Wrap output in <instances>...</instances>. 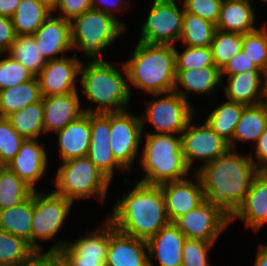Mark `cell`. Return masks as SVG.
<instances>
[{
  "label": "cell",
  "instance_id": "6da1fadb",
  "mask_svg": "<svg viewBox=\"0 0 267 266\" xmlns=\"http://www.w3.org/2000/svg\"><path fill=\"white\" fill-rule=\"evenodd\" d=\"M192 170L201 181L205 201L217 205L230 218L243 203L260 171L249 153L240 155L231 148L212 162Z\"/></svg>",
  "mask_w": 267,
  "mask_h": 266
},
{
  "label": "cell",
  "instance_id": "7a4b0ae2",
  "mask_svg": "<svg viewBox=\"0 0 267 266\" xmlns=\"http://www.w3.org/2000/svg\"><path fill=\"white\" fill-rule=\"evenodd\" d=\"M107 216L116 230L145 241L170 223L160 185L140 181L122 195Z\"/></svg>",
  "mask_w": 267,
  "mask_h": 266
},
{
  "label": "cell",
  "instance_id": "3957f363",
  "mask_svg": "<svg viewBox=\"0 0 267 266\" xmlns=\"http://www.w3.org/2000/svg\"><path fill=\"white\" fill-rule=\"evenodd\" d=\"M123 65H113L107 60L82 63L80 88L85 99L95 107H86V113H111L128 110L131 94L128 87V74ZM123 71V72H121ZM125 74V75H123ZM125 76V77H124Z\"/></svg>",
  "mask_w": 267,
  "mask_h": 266
},
{
  "label": "cell",
  "instance_id": "277c9868",
  "mask_svg": "<svg viewBox=\"0 0 267 266\" xmlns=\"http://www.w3.org/2000/svg\"><path fill=\"white\" fill-rule=\"evenodd\" d=\"M123 62L128 74V87L148 94L171 92L175 86V46L138 42L131 57Z\"/></svg>",
  "mask_w": 267,
  "mask_h": 266
},
{
  "label": "cell",
  "instance_id": "5b68a950",
  "mask_svg": "<svg viewBox=\"0 0 267 266\" xmlns=\"http://www.w3.org/2000/svg\"><path fill=\"white\" fill-rule=\"evenodd\" d=\"M145 139L139 159L145 176L137 181L161 185L190 175L183 157L181 135L147 132Z\"/></svg>",
  "mask_w": 267,
  "mask_h": 266
},
{
  "label": "cell",
  "instance_id": "8992f818",
  "mask_svg": "<svg viewBox=\"0 0 267 266\" xmlns=\"http://www.w3.org/2000/svg\"><path fill=\"white\" fill-rule=\"evenodd\" d=\"M70 24L72 47L81 50L87 61H104L100 54L128 30L117 17L93 8L73 18Z\"/></svg>",
  "mask_w": 267,
  "mask_h": 266
},
{
  "label": "cell",
  "instance_id": "52a82bcc",
  "mask_svg": "<svg viewBox=\"0 0 267 266\" xmlns=\"http://www.w3.org/2000/svg\"><path fill=\"white\" fill-rule=\"evenodd\" d=\"M55 179L53 191L72 202L95 197L103 204L112 183L88 156L62 162Z\"/></svg>",
  "mask_w": 267,
  "mask_h": 266
},
{
  "label": "cell",
  "instance_id": "ba28073f",
  "mask_svg": "<svg viewBox=\"0 0 267 266\" xmlns=\"http://www.w3.org/2000/svg\"><path fill=\"white\" fill-rule=\"evenodd\" d=\"M150 95L157 97L145 103L146 110L143 117L141 116L142 130L145 123H151L155 134L181 135L196 114L191 102L174 91Z\"/></svg>",
  "mask_w": 267,
  "mask_h": 266
},
{
  "label": "cell",
  "instance_id": "9c48e42d",
  "mask_svg": "<svg viewBox=\"0 0 267 266\" xmlns=\"http://www.w3.org/2000/svg\"><path fill=\"white\" fill-rule=\"evenodd\" d=\"M73 202L54 191L33 192L32 248L43 251L39 240L47 241L56 237L63 227Z\"/></svg>",
  "mask_w": 267,
  "mask_h": 266
},
{
  "label": "cell",
  "instance_id": "30bf717a",
  "mask_svg": "<svg viewBox=\"0 0 267 266\" xmlns=\"http://www.w3.org/2000/svg\"><path fill=\"white\" fill-rule=\"evenodd\" d=\"M105 224V225H104ZM60 239L47 251H58L65 266H106L109 220L77 240ZM74 241V242H73Z\"/></svg>",
  "mask_w": 267,
  "mask_h": 266
},
{
  "label": "cell",
  "instance_id": "8fae6325",
  "mask_svg": "<svg viewBox=\"0 0 267 266\" xmlns=\"http://www.w3.org/2000/svg\"><path fill=\"white\" fill-rule=\"evenodd\" d=\"M180 6L182 9H179L176 0H153L138 42L174 45L179 41L184 18L183 4Z\"/></svg>",
  "mask_w": 267,
  "mask_h": 266
},
{
  "label": "cell",
  "instance_id": "7c38bea8",
  "mask_svg": "<svg viewBox=\"0 0 267 266\" xmlns=\"http://www.w3.org/2000/svg\"><path fill=\"white\" fill-rule=\"evenodd\" d=\"M141 117L128 110L111 112L110 148L114 158L127 170L135 159L140 158V143L143 135Z\"/></svg>",
  "mask_w": 267,
  "mask_h": 266
},
{
  "label": "cell",
  "instance_id": "4fadbf2b",
  "mask_svg": "<svg viewBox=\"0 0 267 266\" xmlns=\"http://www.w3.org/2000/svg\"><path fill=\"white\" fill-rule=\"evenodd\" d=\"M173 224L187 239L203 240L214 244L230 225V217L217 205L204 200L197 208L177 218Z\"/></svg>",
  "mask_w": 267,
  "mask_h": 266
},
{
  "label": "cell",
  "instance_id": "5bb4252c",
  "mask_svg": "<svg viewBox=\"0 0 267 266\" xmlns=\"http://www.w3.org/2000/svg\"><path fill=\"white\" fill-rule=\"evenodd\" d=\"M189 121L181 134V147L187 167L191 170L195 160L205 165L224 154L230 147L229 143L218 136L206 122L195 125Z\"/></svg>",
  "mask_w": 267,
  "mask_h": 266
},
{
  "label": "cell",
  "instance_id": "9a60e30c",
  "mask_svg": "<svg viewBox=\"0 0 267 266\" xmlns=\"http://www.w3.org/2000/svg\"><path fill=\"white\" fill-rule=\"evenodd\" d=\"M82 63L77 54L47 61L37 75L42 97L78 91L77 80L80 79Z\"/></svg>",
  "mask_w": 267,
  "mask_h": 266
},
{
  "label": "cell",
  "instance_id": "2e32d148",
  "mask_svg": "<svg viewBox=\"0 0 267 266\" xmlns=\"http://www.w3.org/2000/svg\"><path fill=\"white\" fill-rule=\"evenodd\" d=\"M91 142L89 159L110 180L114 171H127L115 158L110 148L111 113H90ZM115 169V170H114Z\"/></svg>",
  "mask_w": 267,
  "mask_h": 266
},
{
  "label": "cell",
  "instance_id": "e0dca14e",
  "mask_svg": "<svg viewBox=\"0 0 267 266\" xmlns=\"http://www.w3.org/2000/svg\"><path fill=\"white\" fill-rule=\"evenodd\" d=\"M193 174L196 182L185 178L160 185L170 223L197 208L205 200L201 181L196 173Z\"/></svg>",
  "mask_w": 267,
  "mask_h": 266
},
{
  "label": "cell",
  "instance_id": "ac0fdd59",
  "mask_svg": "<svg viewBox=\"0 0 267 266\" xmlns=\"http://www.w3.org/2000/svg\"><path fill=\"white\" fill-rule=\"evenodd\" d=\"M106 266H149L147 242L116 230L109 221Z\"/></svg>",
  "mask_w": 267,
  "mask_h": 266
},
{
  "label": "cell",
  "instance_id": "d6986e66",
  "mask_svg": "<svg viewBox=\"0 0 267 266\" xmlns=\"http://www.w3.org/2000/svg\"><path fill=\"white\" fill-rule=\"evenodd\" d=\"M39 139H25L16 156L6 165L34 191L47 171L48 154Z\"/></svg>",
  "mask_w": 267,
  "mask_h": 266
},
{
  "label": "cell",
  "instance_id": "ffe728a7",
  "mask_svg": "<svg viewBox=\"0 0 267 266\" xmlns=\"http://www.w3.org/2000/svg\"><path fill=\"white\" fill-rule=\"evenodd\" d=\"M33 36L46 61L62 58L65 52L73 50L70 21L55 17L53 14L47 18Z\"/></svg>",
  "mask_w": 267,
  "mask_h": 266
},
{
  "label": "cell",
  "instance_id": "44dd1931",
  "mask_svg": "<svg viewBox=\"0 0 267 266\" xmlns=\"http://www.w3.org/2000/svg\"><path fill=\"white\" fill-rule=\"evenodd\" d=\"M239 219L246 227L259 231L267 224V171H259L246 197L230 218V223Z\"/></svg>",
  "mask_w": 267,
  "mask_h": 266
},
{
  "label": "cell",
  "instance_id": "7402d4cb",
  "mask_svg": "<svg viewBox=\"0 0 267 266\" xmlns=\"http://www.w3.org/2000/svg\"><path fill=\"white\" fill-rule=\"evenodd\" d=\"M226 99L247 105L267 101V75L261 70L244 71L227 77Z\"/></svg>",
  "mask_w": 267,
  "mask_h": 266
},
{
  "label": "cell",
  "instance_id": "603a6c76",
  "mask_svg": "<svg viewBox=\"0 0 267 266\" xmlns=\"http://www.w3.org/2000/svg\"><path fill=\"white\" fill-rule=\"evenodd\" d=\"M79 91L42 97L44 133H56L83 115Z\"/></svg>",
  "mask_w": 267,
  "mask_h": 266
},
{
  "label": "cell",
  "instance_id": "cb8c5ba5",
  "mask_svg": "<svg viewBox=\"0 0 267 266\" xmlns=\"http://www.w3.org/2000/svg\"><path fill=\"white\" fill-rule=\"evenodd\" d=\"M186 240L185 235L173 224L169 223L147 242L149 266H183L182 249Z\"/></svg>",
  "mask_w": 267,
  "mask_h": 266
},
{
  "label": "cell",
  "instance_id": "d4e9b609",
  "mask_svg": "<svg viewBox=\"0 0 267 266\" xmlns=\"http://www.w3.org/2000/svg\"><path fill=\"white\" fill-rule=\"evenodd\" d=\"M62 162L88 156L91 142L90 113H84L55 133Z\"/></svg>",
  "mask_w": 267,
  "mask_h": 266
},
{
  "label": "cell",
  "instance_id": "484cf974",
  "mask_svg": "<svg viewBox=\"0 0 267 266\" xmlns=\"http://www.w3.org/2000/svg\"><path fill=\"white\" fill-rule=\"evenodd\" d=\"M221 70L216 66L202 69L176 70L175 86L173 91L189 102L187 92L193 94H209L222 85ZM183 90H182V89Z\"/></svg>",
  "mask_w": 267,
  "mask_h": 266
},
{
  "label": "cell",
  "instance_id": "4316f807",
  "mask_svg": "<svg viewBox=\"0 0 267 266\" xmlns=\"http://www.w3.org/2000/svg\"><path fill=\"white\" fill-rule=\"evenodd\" d=\"M252 8L250 1L223 0L216 29L241 34L257 30L256 16Z\"/></svg>",
  "mask_w": 267,
  "mask_h": 266
},
{
  "label": "cell",
  "instance_id": "83f0119b",
  "mask_svg": "<svg viewBox=\"0 0 267 266\" xmlns=\"http://www.w3.org/2000/svg\"><path fill=\"white\" fill-rule=\"evenodd\" d=\"M266 126L267 101L258 105L245 106L229 147L231 149H237L236 143L239 141L242 143H250L251 141L256 144L258 138L265 131Z\"/></svg>",
  "mask_w": 267,
  "mask_h": 266
},
{
  "label": "cell",
  "instance_id": "f1b7e54d",
  "mask_svg": "<svg viewBox=\"0 0 267 266\" xmlns=\"http://www.w3.org/2000/svg\"><path fill=\"white\" fill-rule=\"evenodd\" d=\"M42 100L37 76L31 80L0 91V117L7 118L27 105Z\"/></svg>",
  "mask_w": 267,
  "mask_h": 266
},
{
  "label": "cell",
  "instance_id": "f546056e",
  "mask_svg": "<svg viewBox=\"0 0 267 266\" xmlns=\"http://www.w3.org/2000/svg\"><path fill=\"white\" fill-rule=\"evenodd\" d=\"M33 194L24 202L0 210V229L23 238L32 247Z\"/></svg>",
  "mask_w": 267,
  "mask_h": 266
},
{
  "label": "cell",
  "instance_id": "4dcf8cb0",
  "mask_svg": "<svg viewBox=\"0 0 267 266\" xmlns=\"http://www.w3.org/2000/svg\"><path fill=\"white\" fill-rule=\"evenodd\" d=\"M51 14L39 0H21L11 17L16 36L33 35Z\"/></svg>",
  "mask_w": 267,
  "mask_h": 266
},
{
  "label": "cell",
  "instance_id": "1f68e13d",
  "mask_svg": "<svg viewBox=\"0 0 267 266\" xmlns=\"http://www.w3.org/2000/svg\"><path fill=\"white\" fill-rule=\"evenodd\" d=\"M246 105L226 100L214 108L205 118L208 126L229 144Z\"/></svg>",
  "mask_w": 267,
  "mask_h": 266
},
{
  "label": "cell",
  "instance_id": "d6a6232c",
  "mask_svg": "<svg viewBox=\"0 0 267 266\" xmlns=\"http://www.w3.org/2000/svg\"><path fill=\"white\" fill-rule=\"evenodd\" d=\"M7 119L24 139H39L40 135L45 134L42 100L12 113Z\"/></svg>",
  "mask_w": 267,
  "mask_h": 266
},
{
  "label": "cell",
  "instance_id": "836d02e7",
  "mask_svg": "<svg viewBox=\"0 0 267 266\" xmlns=\"http://www.w3.org/2000/svg\"><path fill=\"white\" fill-rule=\"evenodd\" d=\"M216 30L212 22L184 11L180 40L184 46L208 47L211 46Z\"/></svg>",
  "mask_w": 267,
  "mask_h": 266
},
{
  "label": "cell",
  "instance_id": "e575fe53",
  "mask_svg": "<svg viewBox=\"0 0 267 266\" xmlns=\"http://www.w3.org/2000/svg\"><path fill=\"white\" fill-rule=\"evenodd\" d=\"M34 190L7 166L0 169V210L16 206L27 200Z\"/></svg>",
  "mask_w": 267,
  "mask_h": 266
},
{
  "label": "cell",
  "instance_id": "d590c367",
  "mask_svg": "<svg viewBox=\"0 0 267 266\" xmlns=\"http://www.w3.org/2000/svg\"><path fill=\"white\" fill-rule=\"evenodd\" d=\"M39 50L33 35H18L7 54L37 76L47 63Z\"/></svg>",
  "mask_w": 267,
  "mask_h": 266
},
{
  "label": "cell",
  "instance_id": "8d00e7d4",
  "mask_svg": "<svg viewBox=\"0 0 267 266\" xmlns=\"http://www.w3.org/2000/svg\"><path fill=\"white\" fill-rule=\"evenodd\" d=\"M34 252L23 238L0 229V266H20Z\"/></svg>",
  "mask_w": 267,
  "mask_h": 266
},
{
  "label": "cell",
  "instance_id": "74e56055",
  "mask_svg": "<svg viewBox=\"0 0 267 266\" xmlns=\"http://www.w3.org/2000/svg\"><path fill=\"white\" fill-rule=\"evenodd\" d=\"M243 34L216 30L211 42L215 66L220 70L242 50Z\"/></svg>",
  "mask_w": 267,
  "mask_h": 266
},
{
  "label": "cell",
  "instance_id": "f35d334b",
  "mask_svg": "<svg viewBox=\"0 0 267 266\" xmlns=\"http://www.w3.org/2000/svg\"><path fill=\"white\" fill-rule=\"evenodd\" d=\"M267 25L243 34L242 50L256 67L267 75Z\"/></svg>",
  "mask_w": 267,
  "mask_h": 266
},
{
  "label": "cell",
  "instance_id": "ab89813d",
  "mask_svg": "<svg viewBox=\"0 0 267 266\" xmlns=\"http://www.w3.org/2000/svg\"><path fill=\"white\" fill-rule=\"evenodd\" d=\"M184 51L175 48L176 70L202 69L215 66L211 47L184 46Z\"/></svg>",
  "mask_w": 267,
  "mask_h": 266
},
{
  "label": "cell",
  "instance_id": "60d3db41",
  "mask_svg": "<svg viewBox=\"0 0 267 266\" xmlns=\"http://www.w3.org/2000/svg\"><path fill=\"white\" fill-rule=\"evenodd\" d=\"M5 54V58H0V91L25 83L34 77L21 63ZM3 55L4 53H0V57Z\"/></svg>",
  "mask_w": 267,
  "mask_h": 266
},
{
  "label": "cell",
  "instance_id": "b9f144b4",
  "mask_svg": "<svg viewBox=\"0 0 267 266\" xmlns=\"http://www.w3.org/2000/svg\"><path fill=\"white\" fill-rule=\"evenodd\" d=\"M25 139L7 118L0 117V164L6 166L18 153Z\"/></svg>",
  "mask_w": 267,
  "mask_h": 266
},
{
  "label": "cell",
  "instance_id": "7bdbcfd3",
  "mask_svg": "<svg viewBox=\"0 0 267 266\" xmlns=\"http://www.w3.org/2000/svg\"><path fill=\"white\" fill-rule=\"evenodd\" d=\"M212 247L210 242L186 238L182 249L183 266H210L208 252Z\"/></svg>",
  "mask_w": 267,
  "mask_h": 266
},
{
  "label": "cell",
  "instance_id": "ee69618b",
  "mask_svg": "<svg viewBox=\"0 0 267 266\" xmlns=\"http://www.w3.org/2000/svg\"><path fill=\"white\" fill-rule=\"evenodd\" d=\"M184 11L197 15L216 25L222 0H183Z\"/></svg>",
  "mask_w": 267,
  "mask_h": 266
},
{
  "label": "cell",
  "instance_id": "f6af8a7d",
  "mask_svg": "<svg viewBox=\"0 0 267 266\" xmlns=\"http://www.w3.org/2000/svg\"><path fill=\"white\" fill-rule=\"evenodd\" d=\"M91 9V0H59L52 14L54 15V13L56 14L60 11L57 17L71 21Z\"/></svg>",
  "mask_w": 267,
  "mask_h": 266
},
{
  "label": "cell",
  "instance_id": "bcb514c9",
  "mask_svg": "<svg viewBox=\"0 0 267 266\" xmlns=\"http://www.w3.org/2000/svg\"><path fill=\"white\" fill-rule=\"evenodd\" d=\"M252 70L259 69L253 63V61L248 58L246 53L241 50L221 69V77L223 79L224 75L228 77L244 71Z\"/></svg>",
  "mask_w": 267,
  "mask_h": 266
},
{
  "label": "cell",
  "instance_id": "7dc6e473",
  "mask_svg": "<svg viewBox=\"0 0 267 266\" xmlns=\"http://www.w3.org/2000/svg\"><path fill=\"white\" fill-rule=\"evenodd\" d=\"M20 266H65L58 251H35Z\"/></svg>",
  "mask_w": 267,
  "mask_h": 266
},
{
  "label": "cell",
  "instance_id": "c3c4849f",
  "mask_svg": "<svg viewBox=\"0 0 267 266\" xmlns=\"http://www.w3.org/2000/svg\"><path fill=\"white\" fill-rule=\"evenodd\" d=\"M16 34L12 19L0 15V53H7L14 43Z\"/></svg>",
  "mask_w": 267,
  "mask_h": 266
},
{
  "label": "cell",
  "instance_id": "681fc988",
  "mask_svg": "<svg viewBox=\"0 0 267 266\" xmlns=\"http://www.w3.org/2000/svg\"><path fill=\"white\" fill-rule=\"evenodd\" d=\"M91 4L93 9L116 17V13L120 14L118 12H127L130 3L126 0H91Z\"/></svg>",
  "mask_w": 267,
  "mask_h": 266
},
{
  "label": "cell",
  "instance_id": "f907efd6",
  "mask_svg": "<svg viewBox=\"0 0 267 266\" xmlns=\"http://www.w3.org/2000/svg\"><path fill=\"white\" fill-rule=\"evenodd\" d=\"M254 145L256 150L254 153L257 161H255L252 155H250V158L260 171H267V126Z\"/></svg>",
  "mask_w": 267,
  "mask_h": 266
},
{
  "label": "cell",
  "instance_id": "816d5d0a",
  "mask_svg": "<svg viewBox=\"0 0 267 266\" xmlns=\"http://www.w3.org/2000/svg\"><path fill=\"white\" fill-rule=\"evenodd\" d=\"M21 0H0V15L12 17Z\"/></svg>",
  "mask_w": 267,
  "mask_h": 266
},
{
  "label": "cell",
  "instance_id": "f5cc1de1",
  "mask_svg": "<svg viewBox=\"0 0 267 266\" xmlns=\"http://www.w3.org/2000/svg\"><path fill=\"white\" fill-rule=\"evenodd\" d=\"M254 266H267V244L259 245Z\"/></svg>",
  "mask_w": 267,
  "mask_h": 266
},
{
  "label": "cell",
  "instance_id": "db71d44e",
  "mask_svg": "<svg viewBox=\"0 0 267 266\" xmlns=\"http://www.w3.org/2000/svg\"><path fill=\"white\" fill-rule=\"evenodd\" d=\"M39 2L53 12L59 3V0H39Z\"/></svg>",
  "mask_w": 267,
  "mask_h": 266
},
{
  "label": "cell",
  "instance_id": "11a10c76",
  "mask_svg": "<svg viewBox=\"0 0 267 266\" xmlns=\"http://www.w3.org/2000/svg\"><path fill=\"white\" fill-rule=\"evenodd\" d=\"M232 1H250V0H232Z\"/></svg>",
  "mask_w": 267,
  "mask_h": 266
}]
</instances>
